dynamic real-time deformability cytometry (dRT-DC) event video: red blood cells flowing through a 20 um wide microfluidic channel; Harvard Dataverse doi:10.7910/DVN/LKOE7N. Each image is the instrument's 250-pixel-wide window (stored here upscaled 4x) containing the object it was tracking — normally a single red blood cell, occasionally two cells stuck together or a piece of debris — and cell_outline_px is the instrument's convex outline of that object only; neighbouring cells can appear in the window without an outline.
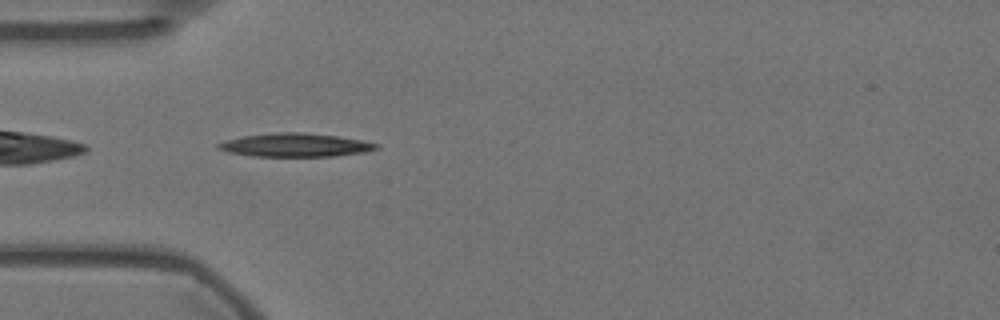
{"species": "Egyptian fruit bat (a non-hibernating species)", "species_latin": "Rousettus aegyptiacus", "temperature_condition": "warm", "stored_images_in_passage": 31, "camera_frame_rate_fps": 3000, "um_per_image_px": 0.085, "animal": {"sex": "female"}, "frame": {"image": 1, "passage_image": 2, "time_ms": 0.333, "image_size_px": [1000, 320], "cell_outline_px": [[380, 148], [364, 152], [332, 156], [252, 156], [228, 152], [216, 148], [216, 144], [228, 140], [244, 136], [276, 132], [300, 132], [336, 136], [364, 140], [380, 144]], "centroid_in_image_um": [25.13, 12.33], "position_along_channel_um": 59.9, "area_um2": 21.5}}
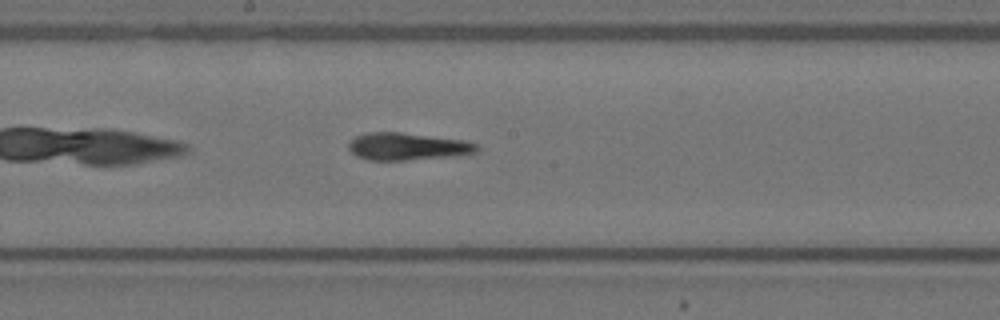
{"frame": {"image": 2, "passage_image": 15, "time_ms": 4.667, "image_size_px": [1000, 320], "cell_outline_px": [[480, 148], [476, 152], [456, 156], [404, 160], [368, 160], [356, 156], [348, 148], [348, 140], [356, 136], [368, 132], [400, 132], [464, 140], [476, 144]], "centroid_in_image_um": [34.6, 12.45], "position_along_channel_um": 213.6, "area_um2": 20.52}}
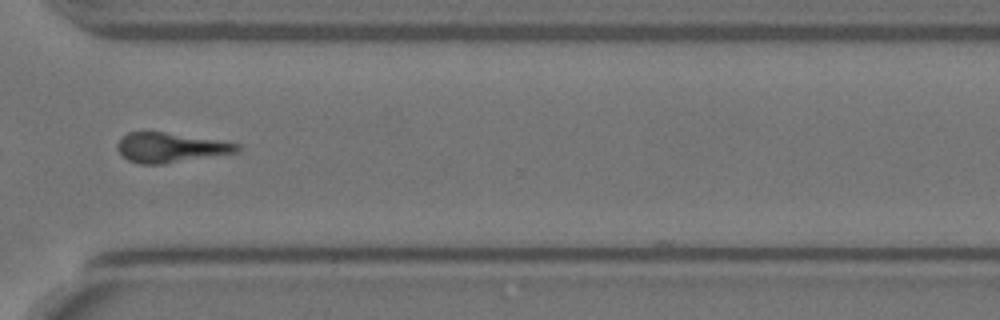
{"frame": {"image": 3, "passage_image": 27, "time_ms": 8.667, "image_size_px": [1000, 320], "cell_outline_px": [[240, 148], [236, 152], [164, 164], [140, 164], [128, 160], [116, 148], [116, 144], [128, 132], [164, 132], [216, 140], [240, 144]], "centroid_in_image_um": [14.45, 12.55], "position_along_channel_um": 356.1, "area_um2": 20.35}, "authors_computed_cell_mechanics": {"area_um2": 20.6924, "velocity_mm_per_s": 3.5762, "shape_relaxation_time_tau1_ms": 7.7308, "shape_relaxation_time_tau2_ms": 4.2013, "deformation_change_tau1": 0.1859, "deformation_change_tau2": 0.1493}}